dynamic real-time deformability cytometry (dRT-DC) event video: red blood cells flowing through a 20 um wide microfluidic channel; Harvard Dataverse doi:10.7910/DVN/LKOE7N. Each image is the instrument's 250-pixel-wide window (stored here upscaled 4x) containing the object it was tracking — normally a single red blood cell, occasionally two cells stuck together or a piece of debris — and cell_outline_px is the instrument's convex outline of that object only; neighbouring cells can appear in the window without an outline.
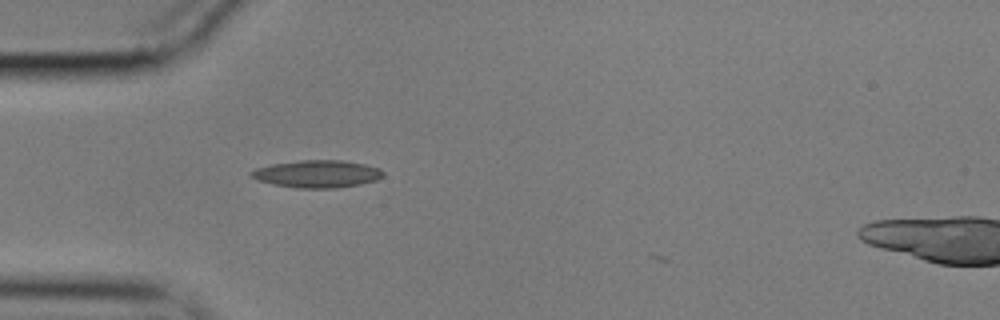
{"species": "common noctule bat (a hibernating species)", "species_latin": "Nyctalus noctula", "temperature_condition": "cold", "stored_images_in_passage": 3, "camera_frame_rate_fps": 3000, "um_per_image_px": 0.085, "animal": {"sex": "male", "body_mass_g": 17.9}, "frame": {"image": 1, "passage_image": 2, "time_ms": 0.333, "image_size_px": [1000, 320], "cell_outline_px": [[384, 176], [376, 180], [360, 184], [336, 188], [296, 188], [272, 184], [256, 180], [248, 176], [248, 172], [256, 168], [272, 164], [300, 160], [344, 160], [364, 164], [380, 168], [384, 172]], "centroid_in_image_um": [26.93, 14.78], "position_along_channel_um": 58.1, "area_um2": 21.33}}